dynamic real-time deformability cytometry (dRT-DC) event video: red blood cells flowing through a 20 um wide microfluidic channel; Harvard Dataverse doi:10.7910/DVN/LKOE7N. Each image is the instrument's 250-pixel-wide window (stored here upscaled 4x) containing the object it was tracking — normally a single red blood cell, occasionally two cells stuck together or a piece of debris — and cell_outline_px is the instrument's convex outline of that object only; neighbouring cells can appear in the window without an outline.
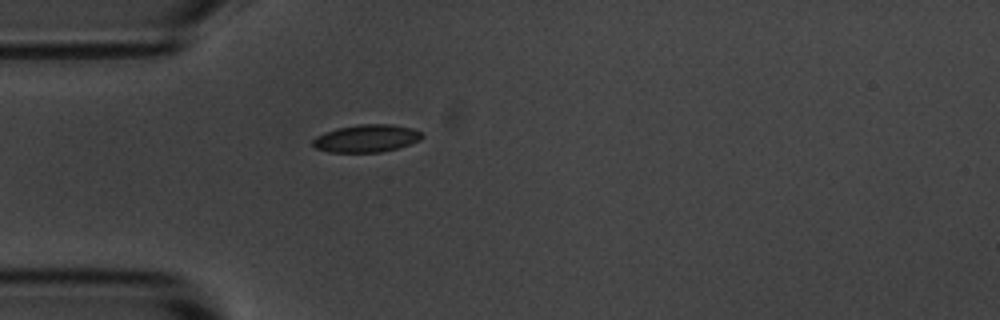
{"species": "common noctule bat (a hibernating species)", "species_latin": "Nyctalus noctula", "temperature_condition": "room temperature", "stored_images_in_passage": 1, "camera_frame_rate_fps": 3000, "um_per_image_px": 0.085, "animal": {"sex": "male", "body_mass_g": 20.1, "forearm_length_mm": 53.5}, "frame": {"image": 1, "passage_image": 1, "time_ms": 0.0, "image_size_px": [1000, 320], "cell_outline_px": [[424, 136], [420, 140], [396, 148], [380, 152], [328, 152], [316, 148], [312, 144], [312, 140], [316, 136], [324, 132], [336, 128], [360, 124], [392, 124], [412, 128], [420, 132]], "centroid_in_image_um": [31.12, 11.75], "position_along_channel_um": 53.9, "area_um2": 17.51}}